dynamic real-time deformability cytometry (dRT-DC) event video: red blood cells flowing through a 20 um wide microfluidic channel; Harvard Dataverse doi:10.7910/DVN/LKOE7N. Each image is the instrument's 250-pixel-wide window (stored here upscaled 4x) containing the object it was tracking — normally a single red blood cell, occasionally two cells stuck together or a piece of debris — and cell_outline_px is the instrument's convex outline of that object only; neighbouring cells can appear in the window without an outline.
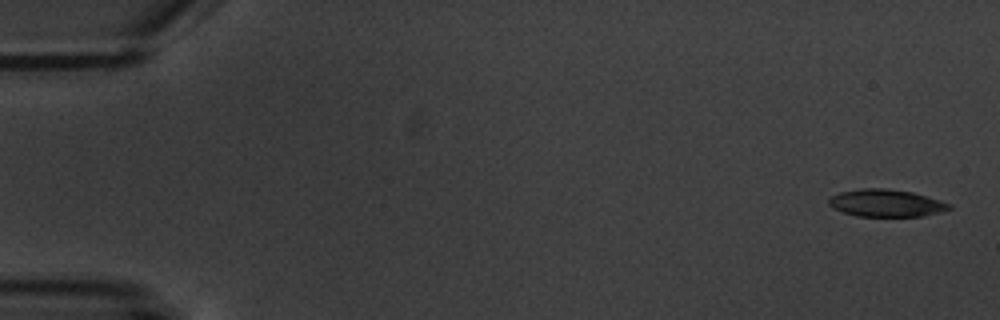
{"species": "common noctule bat (a hibernating species)", "species_latin": "Nyctalus noctula", "temperature_condition": "warm", "stored_images_in_passage": 5, "camera_frame_rate_fps": 3000, "um_per_image_px": 0.085, "animal": {"sex": "male", "body_mass_g": 20.1, "forearm_length_mm": 53.5}, "frame": {"image": 1, "passage_image": 1, "time_ms": 0.0, "image_size_px": [1000, 320], "cell_outline_px": [[952, 208], [940, 212], [924, 216], [856, 216], [832, 208], [828, 204], [828, 200], [832, 196], [840, 192], [860, 188], [884, 188], [912, 192], [940, 200], [952, 204]], "centroid_in_image_um": [75.32, 17.26], "position_along_channel_um": 9.7, "area_um2": 19.19}}
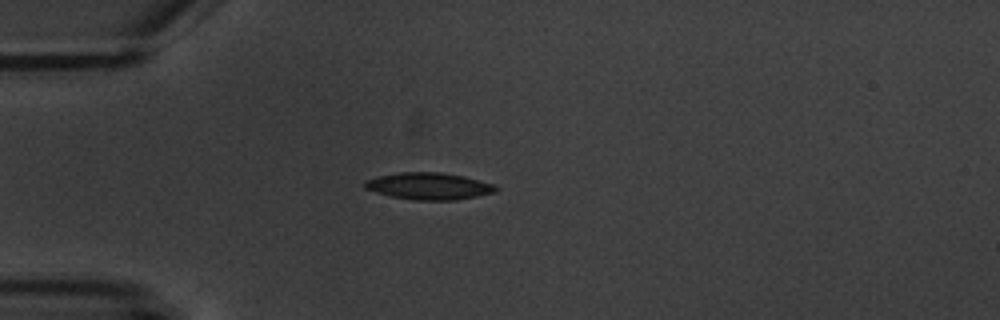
{"frame": {"image": 2, "passage_image": 5, "time_ms": 4.667, "image_size_px": [1000, 320], "cell_outline_px": [[500, 188], [496, 192], [456, 200], [416, 200], [392, 196], [376, 192], [364, 188], [364, 180], [376, 176], [400, 172], [440, 172], [464, 176], [492, 184]], "centroid_in_image_um": [36.44, 15.81], "position_along_channel_um": 48.6, "area_um2": 20.52}}